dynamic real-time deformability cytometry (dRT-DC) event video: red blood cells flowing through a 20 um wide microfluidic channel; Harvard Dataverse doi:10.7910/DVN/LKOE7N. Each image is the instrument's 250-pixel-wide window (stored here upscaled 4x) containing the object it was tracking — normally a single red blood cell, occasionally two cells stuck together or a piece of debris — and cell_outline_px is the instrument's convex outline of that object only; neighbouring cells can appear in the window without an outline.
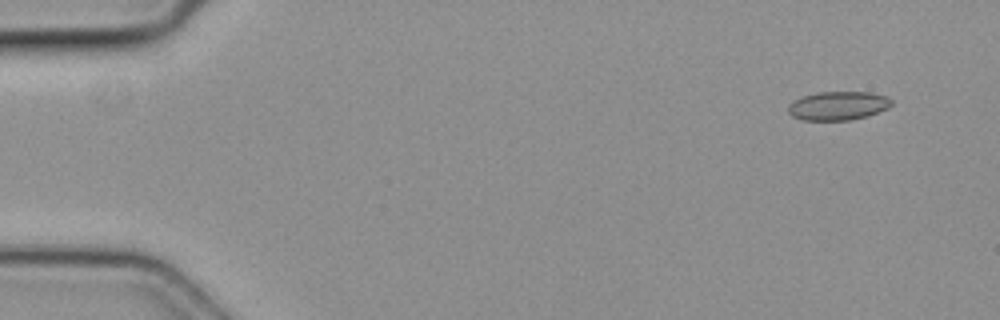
{"species": "common noctule bat (a hibernating species)", "species_latin": "Nyctalus noctula", "temperature_condition": "cold", "stored_images_in_passage": 51, "camera_frame_rate_fps": 3000, "um_per_image_px": 0.085, "animal": {"sex": "female", "body_mass_g": 19.3, "forearm_length_mm": 54.1}, "frame": {"image": 1, "passage_image": 1, "time_ms": 0.0, "image_size_px": [1000, 320], "cell_outline_px": [[892, 104], [888, 108], [868, 116], [848, 120], [804, 120], [792, 116], [788, 112], [788, 104], [804, 96], [820, 92], [872, 92], [884, 96], [892, 100]], "centroid_in_image_um": [71.25, 8.99], "position_along_channel_um": 13.8, "area_um2": 17.17}}
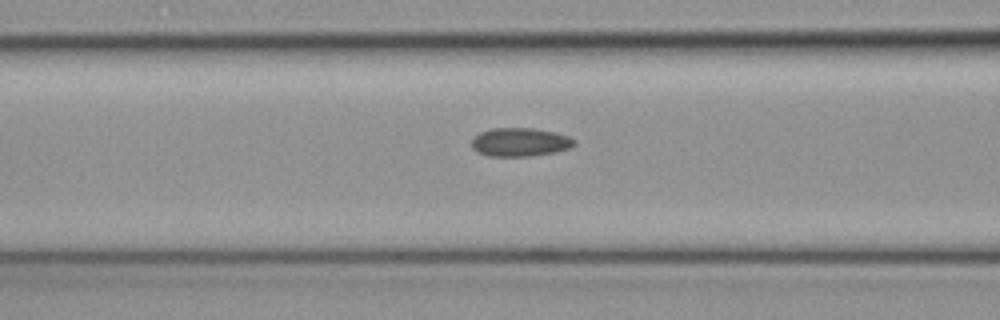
{"frame": {"image": 2, "passage_image": 19, "time_ms": 6.0, "image_size_px": [1000, 320], "cell_outline_px": [[576, 144], [568, 148], [556, 152], [528, 156], [488, 156], [476, 152], [472, 148], [472, 136], [480, 132], [492, 128], [536, 128], [556, 132], [568, 136], [576, 140]], "centroid_in_image_um": [44.18, 12.07], "position_along_channel_um": 122.4, "area_um2": 17.28}}
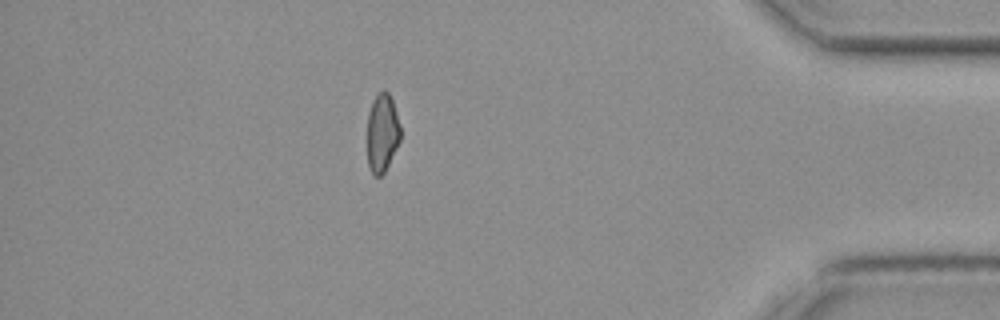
{"frame": {"image": 3, "passage_image": 44, "time_ms": 14.333, "image_size_px": [1000, 320], "cell_outline_px": [[400, 140], [384, 172], [380, 176], [372, 176], [368, 168], [368, 112], [372, 100], [380, 92], [388, 92], [392, 100], [400, 124]], "centroid_in_image_um": [32.47, 11.32], "position_along_channel_um": 402.7, "area_um2": 15.03}}